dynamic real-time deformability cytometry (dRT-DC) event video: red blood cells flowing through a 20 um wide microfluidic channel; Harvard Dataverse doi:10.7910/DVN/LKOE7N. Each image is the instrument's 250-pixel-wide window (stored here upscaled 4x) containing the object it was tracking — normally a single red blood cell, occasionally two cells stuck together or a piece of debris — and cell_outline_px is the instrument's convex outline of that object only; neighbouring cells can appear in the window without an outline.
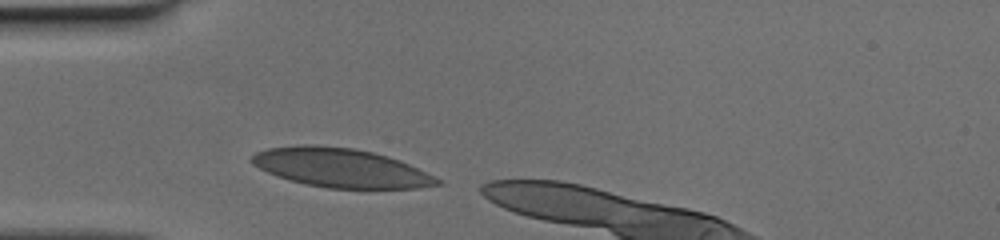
{"species": "human", "species_latin": "Homo sapiens", "temperature_condition": "cold", "stored_images_in_passage": 14, "camera_frame_rate_fps": 3000, "um_per_image_px": 0.085, "donor": {"sex": "female"}, "frame": {"image": 1, "passage_image": 1, "time_ms": 0.0, "image_size_px": [1000, 240], "cell_outline_px": [[444, 184], [416, 188], [328, 188], [304, 184], [276, 176], [252, 164], [248, 160], [256, 152], [268, 148], [308, 144], [316, 144], [352, 148], [372, 152], [400, 160], [444, 180]], "centroid_in_image_um": [28.98, 14.26], "position_along_channel_um": 56.0, "area_um2": 42.19}}
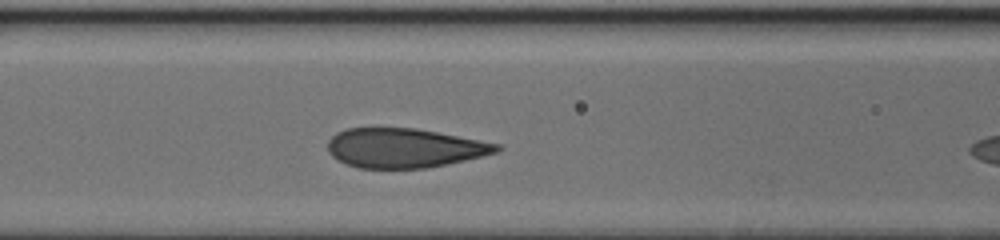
{"frame": {"image": 2, "passage_image": 7, "time_ms": 2.0, "image_size_px": [1000, 240], "cell_outline_px": [[504, 148], [496, 152], [464, 160], [424, 168], [356, 168], [344, 164], [336, 160], [328, 152], [328, 140], [336, 132], [348, 128], [416, 128], [500, 144]], "centroid_in_image_um": [34.31, 12.58], "position_along_channel_um": 132.3, "area_um2": 38.67}}
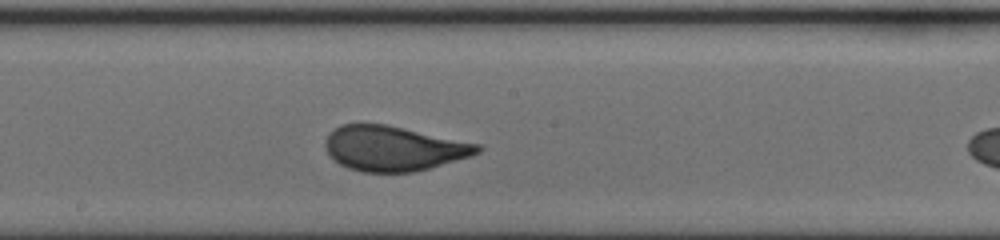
{"frame": {"image": 3, "passage_image": 13, "time_ms": 4.0, "image_size_px": [1000, 240], "cell_outline_px": [[484, 148], [480, 152], [472, 156], [416, 172], [364, 172], [348, 168], [340, 164], [328, 152], [324, 144], [324, 140], [340, 124], [388, 124], [480, 144]], "centroid_in_image_um": [33.5, 12.61], "position_along_channel_um": 214.7, "area_um2": 39.88}}